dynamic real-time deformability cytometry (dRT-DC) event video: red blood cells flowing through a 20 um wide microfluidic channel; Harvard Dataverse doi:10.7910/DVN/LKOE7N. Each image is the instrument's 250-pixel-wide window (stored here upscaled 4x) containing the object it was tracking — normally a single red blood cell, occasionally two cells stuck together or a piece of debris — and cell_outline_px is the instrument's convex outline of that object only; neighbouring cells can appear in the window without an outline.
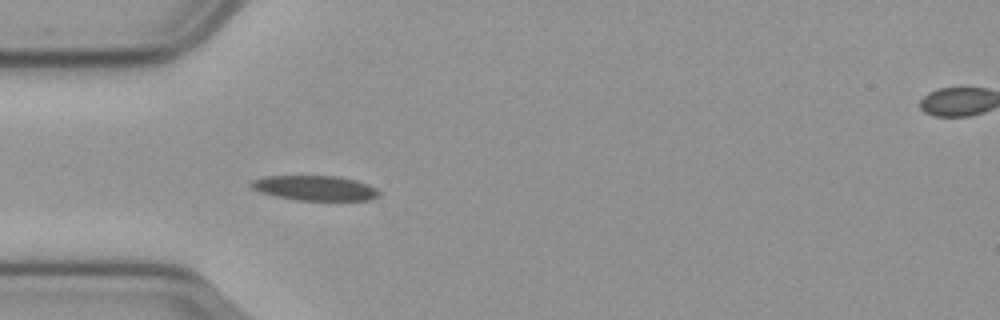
{"species": "common noctule bat (a hibernating species)", "species_latin": "Nyctalus noctula", "temperature_condition": "cold", "stored_images_in_passage": 11, "camera_frame_rate_fps": 3000, "um_per_image_px": 0.085, "animal": {"sex": "male", "body_mass_g": 23.1, "forearm_length_mm": 52.7}, "frame": {"image": 1, "passage_image": 4, "time_ms": 1.0, "image_size_px": [1000, 320], "cell_outline_px": [[380, 196], [372, 200], [296, 200], [276, 196], [260, 192], [252, 188], [248, 184], [252, 180], [264, 176], [340, 176], [356, 180], [368, 184], [376, 188], [380, 192]], "centroid_in_image_um": [26.79, 15.98], "position_along_channel_um": 58.2, "area_um2": 18.73}}
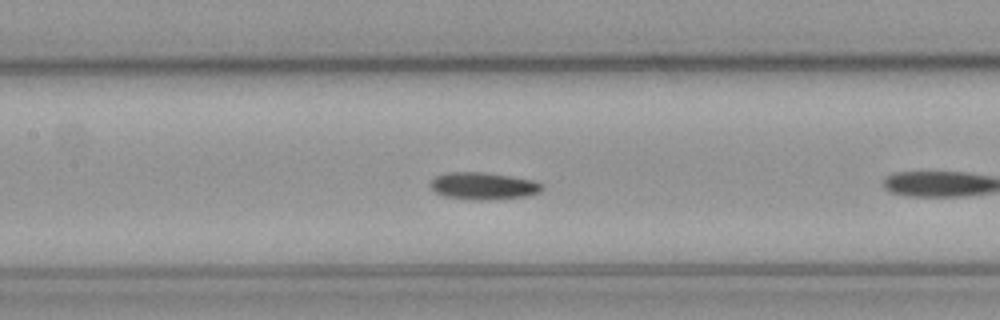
{"frame": {"image": 2, "passage_image": 10, "time_ms": 3.0, "image_size_px": [1000, 320], "cell_outline_px": [[544, 188], [540, 192], [524, 196], [480, 200], [472, 200], [444, 196], [436, 192], [428, 184], [436, 176], [444, 172], [484, 172], [532, 180], [544, 184]], "centroid_in_image_um": [41.05, 15.8], "position_along_channel_um": 166.3, "area_um2": 17.57}}